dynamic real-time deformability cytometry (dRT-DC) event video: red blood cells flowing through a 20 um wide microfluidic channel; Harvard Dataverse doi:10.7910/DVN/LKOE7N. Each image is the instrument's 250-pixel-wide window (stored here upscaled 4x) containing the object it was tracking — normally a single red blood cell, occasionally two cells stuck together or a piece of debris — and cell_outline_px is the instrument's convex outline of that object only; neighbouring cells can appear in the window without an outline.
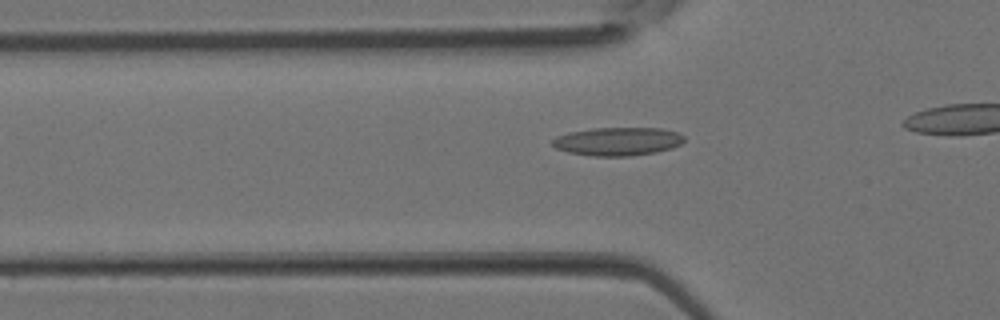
{"species": "Egyptian fruit bat (a non-hibernating species)", "species_latin": "Rousettus aegyptiacus", "temperature_condition": "room temperature", "stored_images_in_passage": 4, "camera_frame_rate_fps": 3000, "um_per_image_px": 0.085, "animal": {"sex": "female"}, "frame": {"image": 1, "passage_image": 3, "time_ms": 0.667, "image_size_px": [1000, 320], "cell_outline_px": [[684, 140], [680, 144], [672, 148], [656, 152], [632, 156], [592, 156], [568, 152], [556, 148], [552, 144], [552, 140], [556, 136], [568, 132], [592, 128], [664, 128], [676, 132], [684, 136]], "centroid_in_image_um": [52.5, 12.02], "position_along_channel_um": 73.3, "area_um2": 21.85}}